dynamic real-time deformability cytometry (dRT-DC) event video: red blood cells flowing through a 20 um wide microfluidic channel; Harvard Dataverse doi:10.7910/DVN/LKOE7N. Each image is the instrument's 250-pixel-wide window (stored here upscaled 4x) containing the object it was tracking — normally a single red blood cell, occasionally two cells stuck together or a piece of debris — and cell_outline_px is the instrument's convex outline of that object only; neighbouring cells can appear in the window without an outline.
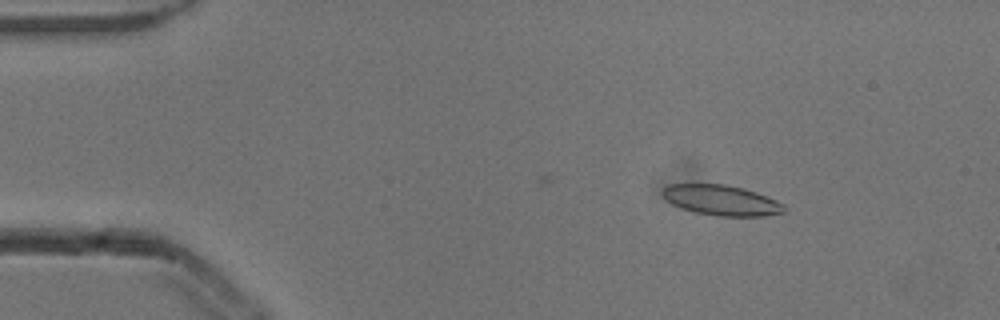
{"species": "common noctule bat (a hibernating species)", "species_latin": "Nyctalus noctula", "temperature_condition": "cold", "stored_images_in_passage": 40, "camera_frame_rate_fps": 3000, "um_per_image_px": 0.085, "animal": {"sex": "male", "body_mass_g": 13.3}, "frame": {"image": 1, "passage_image": 7, "time_ms": 2.0, "image_size_px": [1000, 320], "cell_outline_px": [[784, 212], [764, 216], [716, 216], [692, 212], [680, 208], [672, 204], [660, 192], [668, 184], [724, 184], [744, 188], [756, 192], [776, 200], [784, 204]], "centroid_in_image_um": [61.3, 17.02], "position_along_channel_um": 23.7, "area_um2": 21.56}}
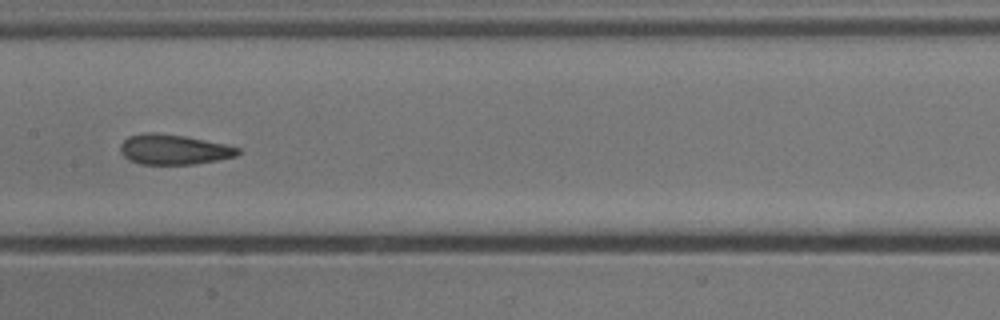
{"frame": {"image": 2, "passage_image": 26, "time_ms": 8.333, "image_size_px": [1000, 320], "cell_outline_px": [[240, 152], [236, 156], [196, 164], [140, 164], [128, 160], [120, 152], [120, 144], [128, 136], [144, 132], [152, 132], [184, 136], [224, 144], [240, 148]], "centroid_in_image_um": [14.72, 12.71], "position_along_channel_um": 192.7, "area_um2": 20.58}}
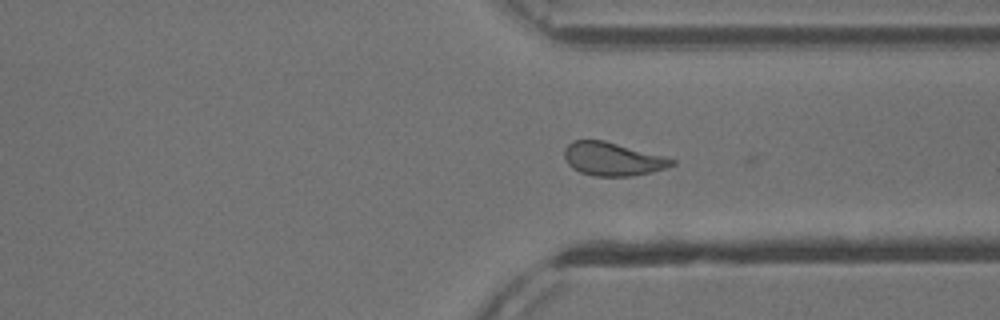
{"frame": {"image": 3, "passage_image": 39, "time_ms": 12.667, "image_size_px": [1000, 320], "cell_outline_px": [[676, 164], [668, 168], [652, 172], [632, 176], [596, 176], [580, 172], [572, 168], [568, 164], [564, 156], [564, 148], [572, 140], [604, 140], [668, 156], [676, 160]], "centroid_in_image_um": [52.13, 13.51], "position_along_channel_um": 359.3, "area_um2": 21.27}}